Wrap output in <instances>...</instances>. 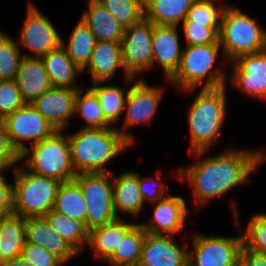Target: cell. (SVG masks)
<instances>
[{"instance_id":"cell-1","label":"cell","mask_w":266,"mask_h":266,"mask_svg":"<svg viewBox=\"0 0 266 266\" xmlns=\"http://www.w3.org/2000/svg\"><path fill=\"white\" fill-rule=\"evenodd\" d=\"M265 156L261 152L231 149L179 170V176L191 182L194 187L195 201L204 204L244 182L266 159Z\"/></svg>"},{"instance_id":"cell-15","label":"cell","mask_w":266,"mask_h":266,"mask_svg":"<svg viewBox=\"0 0 266 266\" xmlns=\"http://www.w3.org/2000/svg\"><path fill=\"white\" fill-rule=\"evenodd\" d=\"M162 91V88L152 87L141 79L133 84L128 89L123 129L134 124L149 123L162 99Z\"/></svg>"},{"instance_id":"cell-6","label":"cell","mask_w":266,"mask_h":266,"mask_svg":"<svg viewBox=\"0 0 266 266\" xmlns=\"http://www.w3.org/2000/svg\"><path fill=\"white\" fill-rule=\"evenodd\" d=\"M31 146L32 151L27 147L20 154L21 160L27 158L25 165L31 172L61 182L75 179L77 173L71 160L69 138H64L61 130Z\"/></svg>"},{"instance_id":"cell-37","label":"cell","mask_w":266,"mask_h":266,"mask_svg":"<svg viewBox=\"0 0 266 266\" xmlns=\"http://www.w3.org/2000/svg\"><path fill=\"white\" fill-rule=\"evenodd\" d=\"M244 246L252 251L266 254V213L254 215L243 233Z\"/></svg>"},{"instance_id":"cell-26","label":"cell","mask_w":266,"mask_h":266,"mask_svg":"<svg viewBox=\"0 0 266 266\" xmlns=\"http://www.w3.org/2000/svg\"><path fill=\"white\" fill-rule=\"evenodd\" d=\"M197 0H144V18L156 25L178 26Z\"/></svg>"},{"instance_id":"cell-42","label":"cell","mask_w":266,"mask_h":266,"mask_svg":"<svg viewBox=\"0 0 266 266\" xmlns=\"http://www.w3.org/2000/svg\"><path fill=\"white\" fill-rule=\"evenodd\" d=\"M148 178H150L149 181H152V183L154 184L155 186L154 188H153V184H151L152 185L151 187L148 186L149 185L147 183ZM148 178L142 179L139 177L140 194L144 202L146 201V202L155 204L159 200L165 198L163 197L165 194V188H164L165 186H163L164 184L159 183V179L157 178H154V177H148Z\"/></svg>"},{"instance_id":"cell-13","label":"cell","mask_w":266,"mask_h":266,"mask_svg":"<svg viewBox=\"0 0 266 266\" xmlns=\"http://www.w3.org/2000/svg\"><path fill=\"white\" fill-rule=\"evenodd\" d=\"M233 62L232 83L245 93L266 101V50L241 55Z\"/></svg>"},{"instance_id":"cell-2","label":"cell","mask_w":266,"mask_h":266,"mask_svg":"<svg viewBox=\"0 0 266 266\" xmlns=\"http://www.w3.org/2000/svg\"><path fill=\"white\" fill-rule=\"evenodd\" d=\"M68 138L77 174L106 172L105 164L133 142L132 136L113 127H82Z\"/></svg>"},{"instance_id":"cell-45","label":"cell","mask_w":266,"mask_h":266,"mask_svg":"<svg viewBox=\"0 0 266 266\" xmlns=\"http://www.w3.org/2000/svg\"><path fill=\"white\" fill-rule=\"evenodd\" d=\"M3 266H33L23 256L18 255L15 258L5 262Z\"/></svg>"},{"instance_id":"cell-5","label":"cell","mask_w":266,"mask_h":266,"mask_svg":"<svg viewBox=\"0 0 266 266\" xmlns=\"http://www.w3.org/2000/svg\"><path fill=\"white\" fill-rule=\"evenodd\" d=\"M219 43L225 58L234 61L244 54H254L266 50V31L256 20L239 9L225 7L220 24Z\"/></svg>"},{"instance_id":"cell-17","label":"cell","mask_w":266,"mask_h":266,"mask_svg":"<svg viewBox=\"0 0 266 266\" xmlns=\"http://www.w3.org/2000/svg\"><path fill=\"white\" fill-rule=\"evenodd\" d=\"M25 242L41 246L58 256L64 263L78 253L55 232L46 216L25 218Z\"/></svg>"},{"instance_id":"cell-29","label":"cell","mask_w":266,"mask_h":266,"mask_svg":"<svg viewBox=\"0 0 266 266\" xmlns=\"http://www.w3.org/2000/svg\"><path fill=\"white\" fill-rule=\"evenodd\" d=\"M97 39L89 27L80 19L70 35L66 45L62 40V47L68 56L84 71L88 65Z\"/></svg>"},{"instance_id":"cell-23","label":"cell","mask_w":266,"mask_h":266,"mask_svg":"<svg viewBox=\"0 0 266 266\" xmlns=\"http://www.w3.org/2000/svg\"><path fill=\"white\" fill-rule=\"evenodd\" d=\"M52 87L82 89L74 86L77 74L83 70L60 46L41 57Z\"/></svg>"},{"instance_id":"cell-11","label":"cell","mask_w":266,"mask_h":266,"mask_svg":"<svg viewBox=\"0 0 266 266\" xmlns=\"http://www.w3.org/2000/svg\"><path fill=\"white\" fill-rule=\"evenodd\" d=\"M12 146L22 154L26 150L24 140L32 144L49 138L57 130L28 103L3 119ZM23 140V141H22Z\"/></svg>"},{"instance_id":"cell-36","label":"cell","mask_w":266,"mask_h":266,"mask_svg":"<svg viewBox=\"0 0 266 266\" xmlns=\"http://www.w3.org/2000/svg\"><path fill=\"white\" fill-rule=\"evenodd\" d=\"M224 7L217 9L212 0H197L183 22H192L206 27H220Z\"/></svg>"},{"instance_id":"cell-10","label":"cell","mask_w":266,"mask_h":266,"mask_svg":"<svg viewBox=\"0 0 266 266\" xmlns=\"http://www.w3.org/2000/svg\"><path fill=\"white\" fill-rule=\"evenodd\" d=\"M153 31L154 24L145 18L125 28L120 42L121 59L125 71L132 77L153 67Z\"/></svg>"},{"instance_id":"cell-28","label":"cell","mask_w":266,"mask_h":266,"mask_svg":"<svg viewBox=\"0 0 266 266\" xmlns=\"http://www.w3.org/2000/svg\"><path fill=\"white\" fill-rule=\"evenodd\" d=\"M53 210L70 219L83 222L87 228L86 202L80 185L75 180L60 183Z\"/></svg>"},{"instance_id":"cell-4","label":"cell","mask_w":266,"mask_h":266,"mask_svg":"<svg viewBox=\"0 0 266 266\" xmlns=\"http://www.w3.org/2000/svg\"><path fill=\"white\" fill-rule=\"evenodd\" d=\"M220 48L219 40L206 45H187V48L182 51L177 71L169 80L175 86L191 92L202 81H205L203 88L225 86V77L221 69L212 70Z\"/></svg>"},{"instance_id":"cell-22","label":"cell","mask_w":266,"mask_h":266,"mask_svg":"<svg viewBox=\"0 0 266 266\" xmlns=\"http://www.w3.org/2000/svg\"><path fill=\"white\" fill-rule=\"evenodd\" d=\"M92 31L97 41L120 43L125 27L98 0H88V9L80 18Z\"/></svg>"},{"instance_id":"cell-14","label":"cell","mask_w":266,"mask_h":266,"mask_svg":"<svg viewBox=\"0 0 266 266\" xmlns=\"http://www.w3.org/2000/svg\"><path fill=\"white\" fill-rule=\"evenodd\" d=\"M79 89L52 87L35 99L31 105L56 130H62L75 115V98Z\"/></svg>"},{"instance_id":"cell-3","label":"cell","mask_w":266,"mask_h":266,"mask_svg":"<svg viewBox=\"0 0 266 266\" xmlns=\"http://www.w3.org/2000/svg\"><path fill=\"white\" fill-rule=\"evenodd\" d=\"M225 86L203 88L188 111L191 150L195 157L216 142L226 115Z\"/></svg>"},{"instance_id":"cell-32","label":"cell","mask_w":266,"mask_h":266,"mask_svg":"<svg viewBox=\"0 0 266 266\" xmlns=\"http://www.w3.org/2000/svg\"><path fill=\"white\" fill-rule=\"evenodd\" d=\"M102 83L104 82H95V86H92L90 89L98 97L105 119L112 125L115 121L119 120L120 114L125 109L128 89L124 95V90L120 87L112 85L102 86L100 85Z\"/></svg>"},{"instance_id":"cell-30","label":"cell","mask_w":266,"mask_h":266,"mask_svg":"<svg viewBox=\"0 0 266 266\" xmlns=\"http://www.w3.org/2000/svg\"><path fill=\"white\" fill-rule=\"evenodd\" d=\"M146 233L140 223H137L106 261L112 266H138Z\"/></svg>"},{"instance_id":"cell-20","label":"cell","mask_w":266,"mask_h":266,"mask_svg":"<svg viewBox=\"0 0 266 266\" xmlns=\"http://www.w3.org/2000/svg\"><path fill=\"white\" fill-rule=\"evenodd\" d=\"M16 82L22 100L28 104L52 88L41 57H33L28 54H25L21 63Z\"/></svg>"},{"instance_id":"cell-33","label":"cell","mask_w":266,"mask_h":266,"mask_svg":"<svg viewBox=\"0 0 266 266\" xmlns=\"http://www.w3.org/2000/svg\"><path fill=\"white\" fill-rule=\"evenodd\" d=\"M74 113L81 114L87 121L84 128H108L111 125L104 117L96 94L88 88L84 93L83 88L79 89L75 98Z\"/></svg>"},{"instance_id":"cell-12","label":"cell","mask_w":266,"mask_h":266,"mask_svg":"<svg viewBox=\"0 0 266 266\" xmlns=\"http://www.w3.org/2000/svg\"><path fill=\"white\" fill-rule=\"evenodd\" d=\"M22 27L20 45L30 50L34 57H42L62 45V38L50 21L29 4Z\"/></svg>"},{"instance_id":"cell-24","label":"cell","mask_w":266,"mask_h":266,"mask_svg":"<svg viewBox=\"0 0 266 266\" xmlns=\"http://www.w3.org/2000/svg\"><path fill=\"white\" fill-rule=\"evenodd\" d=\"M137 223H126L119 218L89 231V247L93 248L96 255L107 260L122 242L124 236Z\"/></svg>"},{"instance_id":"cell-44","label":"cell","mask_w":266,"mask_h":266,"mask_svg":"<svg viewBox=\"0 0 266 266\" xmlns=\"http://www.w3.org/2000/svg\"><path fill=\"white\" fill-rule=\"evenodd\" d=\"M239 266H266V254L249 250L243 246Z\"/></svg>"},{"instance_id":"cell-31","label":"cell","mask_w":266,"mask_h":266,"mask_svg":"<svg viewBox=\"0 0 266 266\" xmlns=\"http://www.w3.org/2000/svg\"><path fill=\"white\" fill-rule=\"evenodd\" d=\"M52 228L63 237L78 253L83 250V243H89V230L81 221L68 218L55 210L45 215Z\"/></svg>"},{"instance_id":"cell-34","label":"cell","mask_w":266,"mask_h":266,"mask_svg":"<svg viewBox=\"0 0 266 266\" xmlns=\"http://www.w3.org/2000/svg\"><path fill=\"white\" fill-rule=\"evenodd\" d=\"M111 15L127 28L144 18V0H98Z\"/></svg>"},{"instance_id":"cell-25","label":"cell","mask_w":266,"mask_h":266,"mask_svg":"<svg viewBox=\"0 0 266 266\" xmlns=\"http://www.w3.org/2000/svg\"><path fill=\"white\" fill-rule=\"evenodd\" d=\"M113 203L118 215L121 211L138 216L143 207V198L139 189V175L132 171L122 173L113 181Z\"/></svg>"},{"instance_id":"cell-19","label":"cell","mask_w":266,"mask_h":266,"mask_svg":"<svg viewBox=\"0 0 266 266\" xmlns=\"http://www.w3.org/2000/svg\"><path fill=\"white\" fill-rule=\"evenodd\" d=\"M177 27L154 24L152 36L153 65L155 61H158L168 79L177 71L182 56Z\"/></svg>"},{"instance_id":"cell-27","label":"cell","mask_w":266,"mask_h":266,"mask_svg":"<svg viewBox=\"0 0 266 266\" xmlns=\"http://www.w3.org/2000/svg\"><path fill=\"white\" fill-rule=\"evenodd\" d=\"M0 266L18 255L25 244V218L16 214L0 217Z\"/></svg>"},{"instance_id":"cell-18","label":"cell","mask_w":266,"mask_h":266,"mask_svg":"<svg viewBox=\"0 0 266 266\" xmlns=\"http://www.w3.org/2000/svg\"><path fill=\"white\" fill-rule=\"evenodd\" d=\"M154 217L148 224L140 223L147 233L174 235L181 231L187 208L181 196H167L154 206Z\"/></svg>"},{"instance_id":"cell-35","label":"cell","mask_w":266,"mask_h":266,"mask_svg":"<svg viewBox=\"0 0 266 266\" xmlns=\"http://www.w3.org/2000/svg\"><path fill=\"white\" fill-rule=\"evenodd\" d=\"M24 57L18 44L0 31V80H16Z\"/></svg>"},{"instance_id":"cell-41","label":"cell","mask_w":266,"mask_h":266,"mask_svg":"<svg viewBox=\"0 0 266 266\" xmlns=\"http://www.w3.org/2000/svg\"><path fill=\"white\" fill-rule=\"evenodd\" d=\"M20 154L12 146L3 119H0V168L7 169L21 160Z\"/></svg>"},{"instance_id":"cell-9","label":"cell","mask_w":266,"mask_h":266,"mask_svg":"<svg viewBox=\"0 0 266 266\" xmlns=\"http://www.w3.org/2000/svg\"><path fill=\"white\" fill-rule=\"evenodd\" d=\"M192 244L188 266H239L244 240L242 233L232 238L196 235Z\"/></svg>"},{"instance_id":"cell-38","label":"cell","mask_w":266,"mask_h":266,"mask_svg":"<svg viewBox=\"0 0 266 266\" xmlns=\"http://www.w3.org/2000/svg\"><path fill=\"white\" fill-rule=\"evenodd\" d=\"M24 104L16 80H0V119L14 113Z\"/></svg>"},{"instance_id":"cell-16","label":"cell","mask_w":266,"mask_h":266,"mask_svg":"<svg viewBox=\"0 0 266 266\" xmlns=\"http://www.w3.org/2000/svg\"><path fill=\"white\" fill-rule=\"evenodd\" d=\"M188 252L171 235L146 233L138 266H188Z\"/></svg>"},{"instance_id":"cell-7","label":"cell","mask_w":266,"mask_h":266,"mask_svg":"<svg viewBox=\"0 0 266 266\" xmlns=\"http://www.w3.org/2000/svg\"><path fill=\"white\" fill-rule=\"evenodd\" d=\"M13 214L45 216L53 209L61 181L15 167Z\"/></svg>"},{"instance_id":"cell-8","label":"cell","mask_w":266,"mask_h":266,"mask_svg":"<svg viewBox=\"0 0 266 266\" xmlns=\"http://www.w3.org/2000/svg\"><path fill=\"white\" fill-rule=\"evenodd\" d=\"M110 172L77 174L87 206V229L105 225L119 218L113 203V181ZM109 179V180H108Z\"/></svg>"},{"instance_id":"cell-39","label":"cell","mask_w":266,"mask_h":266,"mask_svg":"<svg viewBox=\"0 0 266 266\" xmlns=\"http://www.w3.org/2000/svg\"><path fill=\"white\" fill-rule=\"evenodd\" d=\"M187 45H206L219 40L220 27H206L192 22H183Z\"/></svg>"},{"instance_id":"cell-21","label":"cell","mask_w":266,"mask_h":266,"mask_svg":"<svg viewBox=\"0 0 266 266\" xmlns=\"http://www.w3.org/2000/svg\"><path fill=\"white\" fill-rule=\"evenodd\" d=\"M89 69L93 83L109 81L118 67L124 70L125 79L133 81L135 77L130 76L124 69L121 59L120 43L111 41H97L92 52L91 59L86 66Z\"/></svg>"},{"instance_id":"cell-43","label":"cell","mask_w":266,"mask_h":266,"mask_svg":"<svg viewBox=\"0 0 266 266\" xmlns=\"http://www.w3.org/2000/svg\"><path fill=\"white\" fill-rule=\"evenodd\" d=\"M0 168V217L13 212V184L6 183V178L1 175Z\"/></svg>"},{"instance_id":"cell-40","label":"cell","mask_w":266,"mask_h":266,"mask_svg":"<svg viewBox=\"0 0 266 266\" xmlns=\"http://www.w3.org/2000/svg\"><path fill=\"white\" fill-rule=\"evenodd\" d=\"M23 256L33 266H62L65 264L58 256L48 252L41 246L25 242L21 251Z\"/></svg>"}]
</instances>
